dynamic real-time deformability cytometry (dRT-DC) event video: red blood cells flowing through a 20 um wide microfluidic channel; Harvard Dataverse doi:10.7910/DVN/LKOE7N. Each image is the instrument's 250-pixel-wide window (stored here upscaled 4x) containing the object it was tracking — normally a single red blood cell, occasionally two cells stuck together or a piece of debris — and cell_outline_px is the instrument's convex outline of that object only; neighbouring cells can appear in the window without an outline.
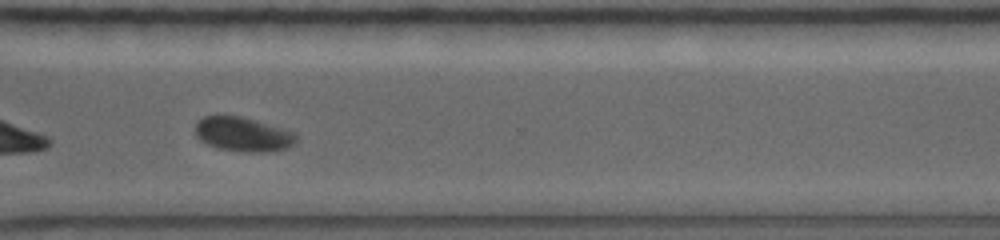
{"species": "common noctule bat (a hibernating species)", "species_latin": "Nyctalus noctula", "temperature_condition": "warm", "stored_images_in_passage": 17, "camera_frame_rate_fps": 5000, "um_per_image_px": 0.085, "animal": {"sex": "female", "body_mass_g": 19.0, "forearm_length_mm": 56.7}, "frame": {"image": 1, "passage_image": 12, "time_ms": 7.4, "image_size_px": [1000, 240], "cell_outline_px": [[296, 144], [284, 148], [268, 152], [248, 152], [216, 148], [200, 140], [196, 136], [196, 124], [204, 116], [216, 112], [240, 116], [256, 120], [296, 132]], "centroid_in_image_um": [20.63, 11.38], "position_along_channel_um": 350.0, "area_um2": 20.63}}